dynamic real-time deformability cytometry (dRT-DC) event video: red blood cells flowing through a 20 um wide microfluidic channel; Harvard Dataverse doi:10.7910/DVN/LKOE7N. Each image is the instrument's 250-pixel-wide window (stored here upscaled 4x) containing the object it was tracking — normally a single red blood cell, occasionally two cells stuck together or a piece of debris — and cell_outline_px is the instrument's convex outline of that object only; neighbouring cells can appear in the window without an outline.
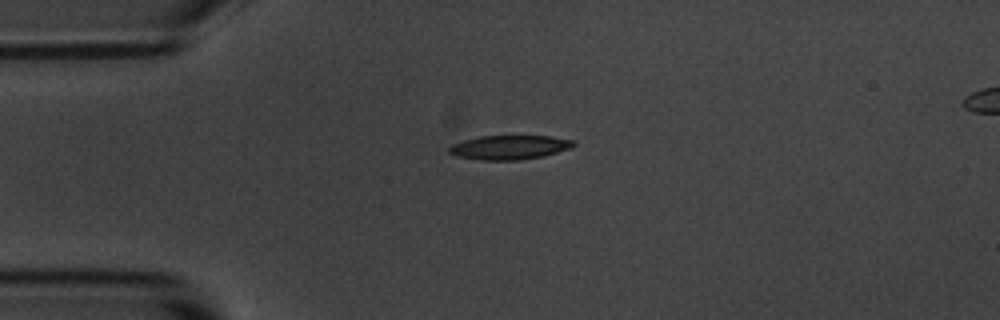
{"species": "common noctule bat (a hibernating species)", "species_latin": "Nyctalus noctula", "temperature_condition": "room temperature", "stored_images_in_passage": 5, "camera_frame_rate_fps": 3000, "um_per_image_px": 0.085, "animal": {"sex": "male", "body_mass_g": 20.1, "forearm_length_mm": 53.5}, "frame": {"image": 1, "passage_image": 1, "time_ms": 0.0, "image_size_px": [1000, 320], "cell_outline_px": [[576, 144], [572, 148], [544, 156], [520, 160], [480, 160], [456, 156], [448, 152], [448, 148], [452, 144], [464, 140], [480, 136], [548, 136], [576, 140]], "centroid_in_image_um": [43.33, 12.52], "position_along_channel_um": 41.7, "area_um2": 17.69}}
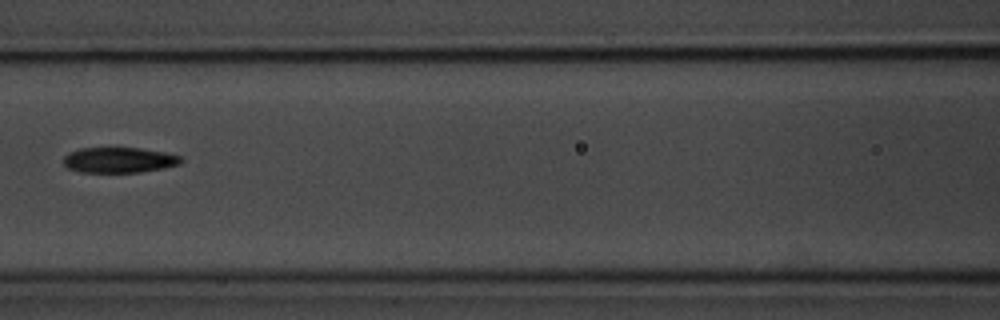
{"frame": {"image": 2, "passage_image": 4, "time_ms": 3.667, "image_size_px": [1000, 320], "cell_outline_px": [[184, 160], [180, 164], [164, 168], [140, 172], [80, 172], [68, 168], [64, 164], [64, 156], [68, 152], [80, 148], [140, 148], [164, 152], [180, 156]], "centroid_in_image_um": [10.12, 13.6], "position_along_channel_um": 156.5, "area_um2": 17.46}}
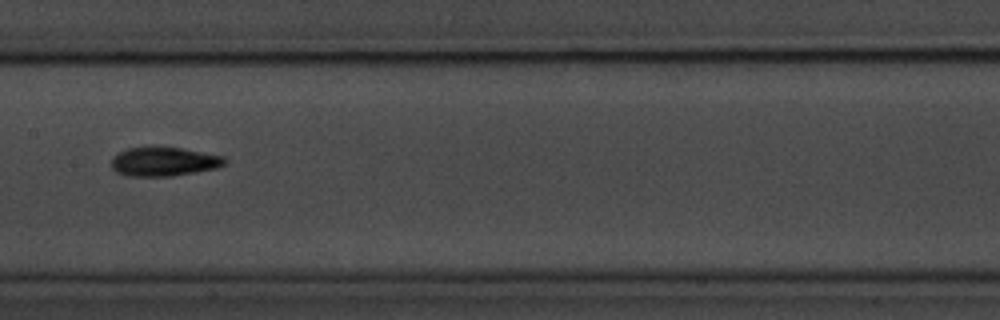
{"frame": {"image": 3, "passage_image": 5, "time_ms": 4.667, "image_size_px": [1000, 320], "cell_outline_px": [[228, 160], [224, 164], [216, 168], [196, 172], [172, 176], [124, 176], [116, 172], [112, 168], [112, 156], [128, 148], [180, 148], [224, 156]], "centroid_in_image_um": [13.93, 13.76], "position_along_channel_um": 193.5, "area_um2": 18.96}}